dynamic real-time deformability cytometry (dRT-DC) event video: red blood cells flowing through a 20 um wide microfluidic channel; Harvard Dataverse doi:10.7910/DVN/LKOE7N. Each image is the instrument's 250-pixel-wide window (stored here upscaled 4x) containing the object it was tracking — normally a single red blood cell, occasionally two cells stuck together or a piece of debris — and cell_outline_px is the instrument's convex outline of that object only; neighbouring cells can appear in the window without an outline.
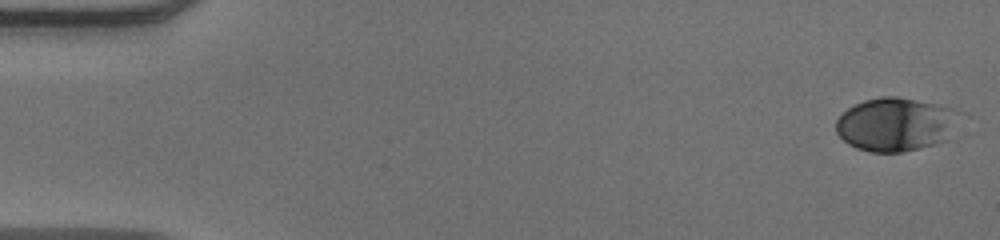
{"species": "human", "species_latin": "Homo sapiens", "temperature_condition": "warm", "stored_images_in_passage": 52, "camera_frame_rate_fps": 3000, "um_per_image_px": 0.085, "donor": {"sex": "male"}, "frame": {"image": 1, "passage_image": 1, "time_ms": 0.0, "image_size_px": [1000, 240], "cell_outline_px": [[960, 112], [948, 140], [920, 148], [904, 152], [868, 152], [856, 148], [848, 144], [836, 132], [836, 120], [848, 108], [864, 100], [880, 96], [896, 96], [916, 100], [952, 108]], "centroid_in_image_um": [76.11, 10.58], "position_along_channel_um": 8.9, "area_um2": 38.44}}
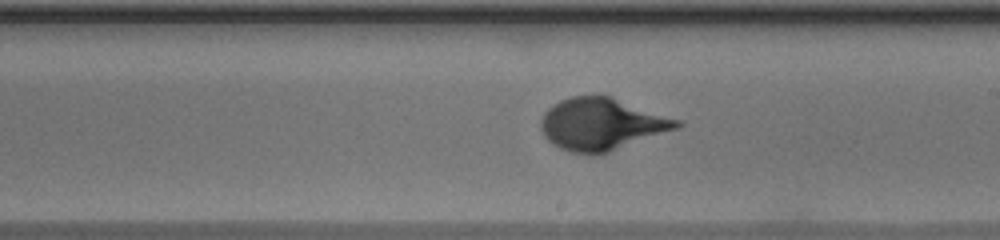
{"frame": {"image": 2, "passage_image": 30, "time_ms": 9.667, "image_size_px": [1000, 240], "cell_outline_px": [[684, 124], [676, 128], [608, 152], [596, 156], [592, 156], [572, 152], [560, 148], [552, 144], [544, 136], [540, 128], [540, 120], [544, 112], [552, 104], [560, 100], [572, 96], [608, 96], [680, 120]], "centroid_in_image_um": [51.07, 10.57], "position_along_channel_um": 237.9, "area_um2": 40.86}}
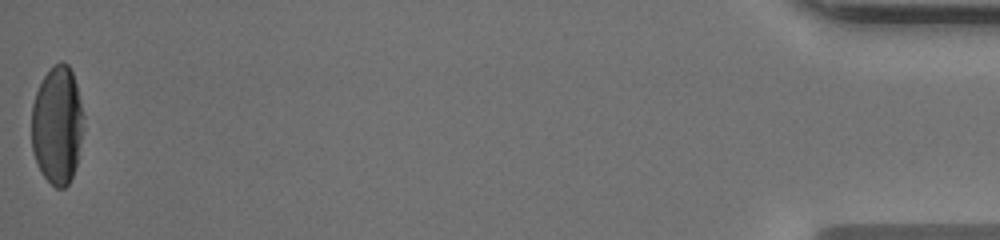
{"frame": {"image": 3, "passage_image": 52, "time_ms": 17.0, "image_size_px": [1000, 240], "cell_outline_px": [[84, 128], [76, 168], [68, 184], [64, 188], [56, 188], [44, 176], [36, 164], [32, 152], [32, 104], [36, 92], [44, 76], [60, 60], [68, 64], [72, 72], [76, 84], [84, 116]], "centroid_in_image_um": [4.88, 10.66], "position_along_channel_um": 430.3, "area_um2": 36.01}}